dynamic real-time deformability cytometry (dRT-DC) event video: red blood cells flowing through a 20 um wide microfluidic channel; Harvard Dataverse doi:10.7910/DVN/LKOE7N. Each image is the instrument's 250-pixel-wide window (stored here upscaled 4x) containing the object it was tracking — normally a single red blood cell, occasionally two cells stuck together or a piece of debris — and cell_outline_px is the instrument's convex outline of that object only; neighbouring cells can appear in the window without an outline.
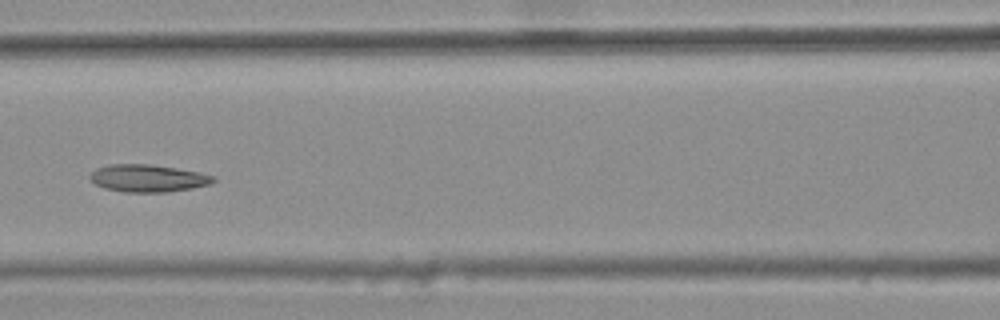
{"species": "common noctule bat (a hibernating species)", "species_latin": "Nyctalus noctula", "temperature_condition": "warm", "stored_images_in_passage": 9, "camera_frame_rate_fps": 3000, "um_per_image_px": 0.085, "animal": {"sex": "female", "body_mass_g": 25.1}, "frame": {"image": 1, "passage_image": 6, "time_ms": 1.667, "image_size_px": [1000, 320], "cell_outline_px": [[216, 180], [208, 184], [192, 188], [168, 192], [124, 192], [104, 188], [88, 180], [88, 176], [96, 168], [108, 164], [148, 164], [176, 168], [200, 172], [216, 176]], "centroid_in_image_um": [12.54, 15.15], "position_along_channel_um": 154.1, "area_um2": 19.83}}
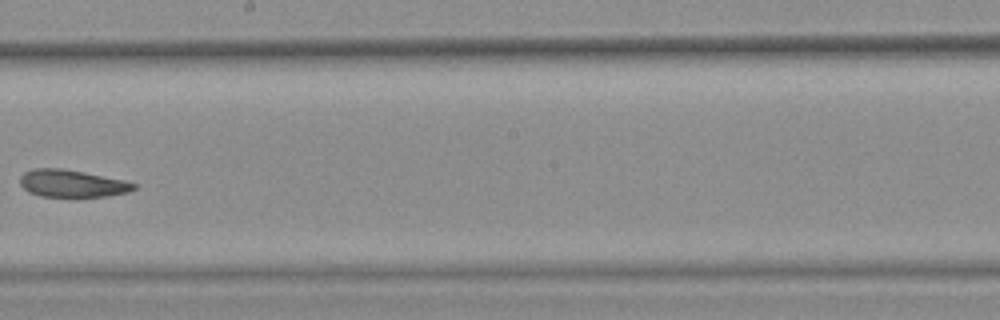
{"frame": {"image": 2, "passage_image": 8, "time_ms": 2.333, "image_size_px": [1000, 320], "cell_outline_px": [[136, 188], [128, 192], [104, 196], [40, 196], [28, 192], [20, 184], [20, 176], [24, 172], [32, 168], [60, 168], [84, 172], [124, 180], [136, 184]], "centroid_in_image_um": [6.09, 15.58], "position_along_channel_um": 242.1, "area_um2": 17.98}}
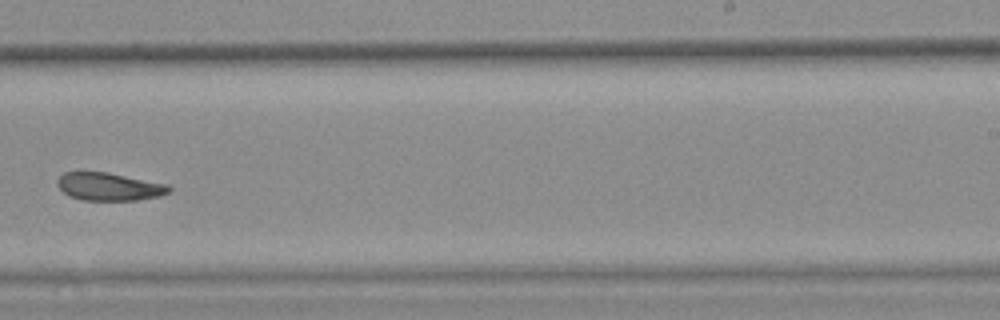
{"frame": {"image": 3, "passage_image": 9, "time_ms": 2.667, "image_size_px": [1000, 320], "cell_outline_px": [[172, 192], [160, 196], [136, 200], [84, 200], [68, 196], [56, 184], [56, 180], [64, 172], [108, 172], [168, 184], [172, 188]], "centroid_in_image_um": [9.3, 15.86], "position_along_channel_um": 279.7, "area_um2": 18.26}}